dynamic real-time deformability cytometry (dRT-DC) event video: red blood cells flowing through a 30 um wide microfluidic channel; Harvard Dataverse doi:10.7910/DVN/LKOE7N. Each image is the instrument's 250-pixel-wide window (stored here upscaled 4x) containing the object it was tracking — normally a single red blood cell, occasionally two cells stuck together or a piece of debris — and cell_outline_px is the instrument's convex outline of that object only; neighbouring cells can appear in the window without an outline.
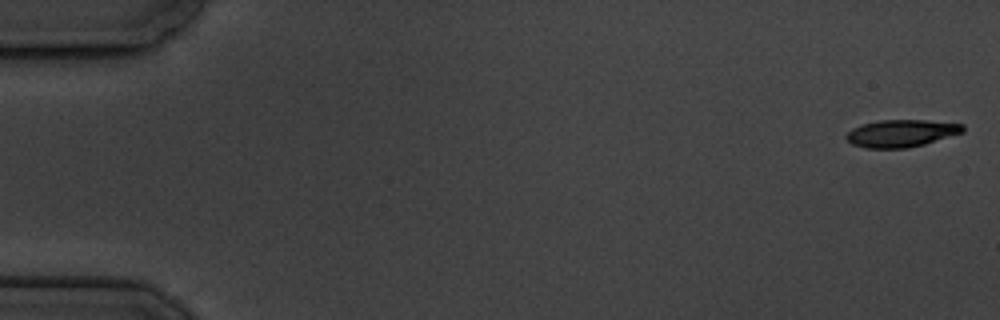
{"species": "common noctule bat (a hibernating species)", "species_latin": "Nyctalus noctula", "temperature_condition": "cold", "stored_images_in_passage": 8, "camera_frame_rate_fps": 3000, "um_per_image_px": 0.085, "animal": {"sex": "male", "body_mass_g": 19.5, "forearm_length_mm": 54.6}, "frame": {"image": 1, "passage_image": 1, "time_ms": 0.0, "image_size_px": [1000, 320], "cell_outline_px": [[964, 132], [924, 144], [908, 148], [864, 148], [852, 144], [844, 136], [852, 128], [860, 124], [880, 120], [924, 120], [964, 124]], "centroid_in_image_um": [76.58, 11.33], "position_along_channel_um": 8.4, "area_um2": 18.61}}
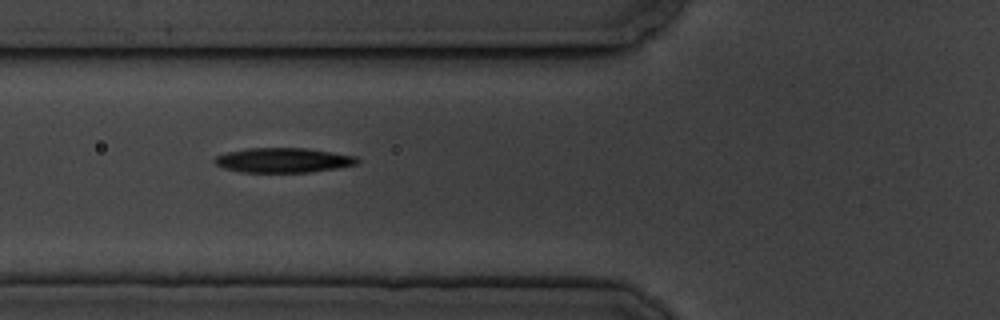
{"frame": {"image": 2, "passage_image": 6, "time_ms": 7.0, "image_size_px": [1000, 320], "cell_outline_px": [[360, 160], [356, 164], [336, 168], [308, 172], [240, 172], [224, 168], [216, 164], [212, 160], [216, 156], [228, 152], [248, 148], [308, 148], [356, 156]], "centroid_in_image_um": [24.06, 13.61], "position_along_channel_um": 101.7, "area_um2": 20.46}}
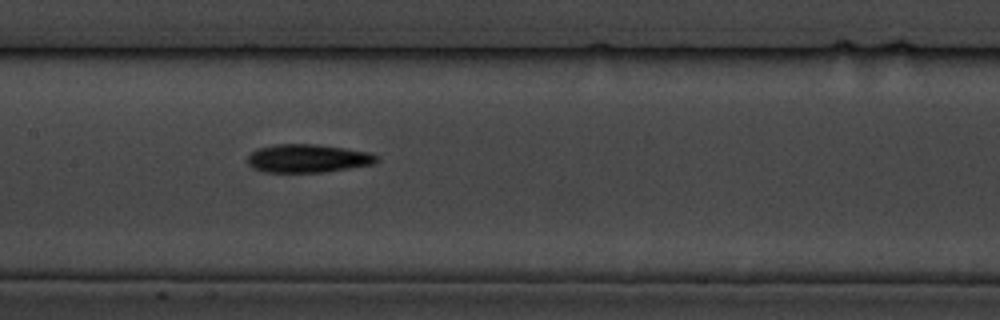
{"frame": {"image": 3, "passage_image": 8, "time_ms": 9.333, "image_size_px": [1000, 320], "cell_outline_px": [[380, 160], [376, 164], [324, 172], [264, 172], [252, 168], [248, 164], [248, 156], [256, 148], [276, 144], [316, 144], [372, 152], [380, 156]], "centroid_in_image_um": [26.22, 13.46], "position_along_channel_um": 181.2, "area_um2": 21.62}}